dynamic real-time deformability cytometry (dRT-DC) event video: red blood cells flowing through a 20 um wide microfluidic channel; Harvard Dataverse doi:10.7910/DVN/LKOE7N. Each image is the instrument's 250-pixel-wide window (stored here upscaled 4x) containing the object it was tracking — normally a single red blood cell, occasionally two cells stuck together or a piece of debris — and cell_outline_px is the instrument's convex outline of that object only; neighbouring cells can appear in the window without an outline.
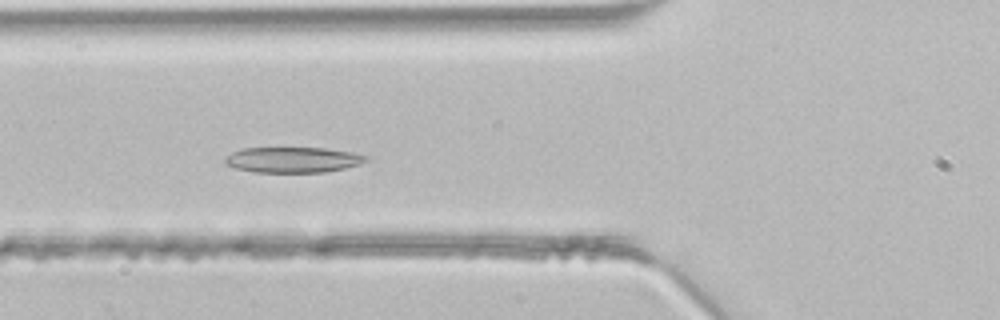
{"species": "common noctule bat (a hibernating species)", "species_latin": "Nyctalus noctula", "temperature_condition": "room temperature", "stored_images_in_passage": 4, "camera_frame_rate_fps": 3000, "um_per_image_px": 0.085, "animal": {"sex": "male", "body_mass_g": 21.5, "forearm_length_mm": 52.0}, "frame": {"image": 1, "passage_image": 3, "time_ms": 0.667, "image_size_px": [1000, 320], "cell_outline_px": [[368, 160], [360, 164], [344, 168], [324, 172], [256, 172], [236, 168], [228, 164], [224, 160], [232, 152], [244, 148], [324, 148], [352, 152], [368, 156]], "centroid_in_image_um": [24.94, 13.58], "position_along_channel_um": 100.9, "area_um2": 20.75}}
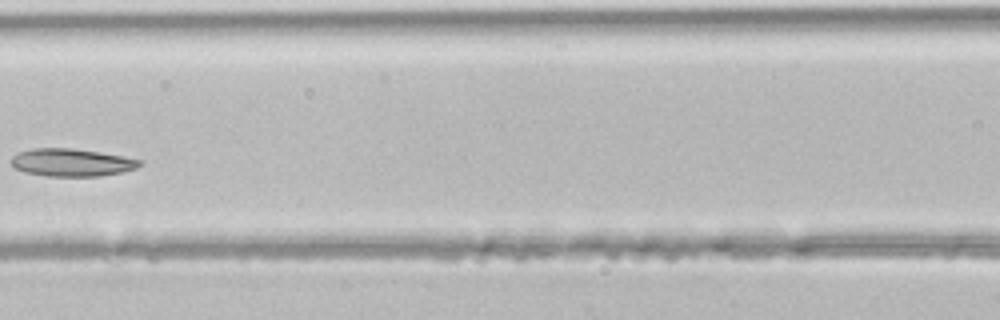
{"frame": {"image": 2, "passage_image": 4, "time_ms": 1.0, "image_size_px": [1000, 320], "cell_outline_px": [[144, 164], [136, 168], [120, 172], [100, 176], [44, 176], [24, 172], [16, 168], [12, 164], [12, 156], [20, 152], [32, 148], [72, 148], [100, 152], [124, 156], [144, 160]], "centroid_in_image_um": [6.13, 13.81], "position_along_channel_um": 160.5, "area_um2": 20.81}}